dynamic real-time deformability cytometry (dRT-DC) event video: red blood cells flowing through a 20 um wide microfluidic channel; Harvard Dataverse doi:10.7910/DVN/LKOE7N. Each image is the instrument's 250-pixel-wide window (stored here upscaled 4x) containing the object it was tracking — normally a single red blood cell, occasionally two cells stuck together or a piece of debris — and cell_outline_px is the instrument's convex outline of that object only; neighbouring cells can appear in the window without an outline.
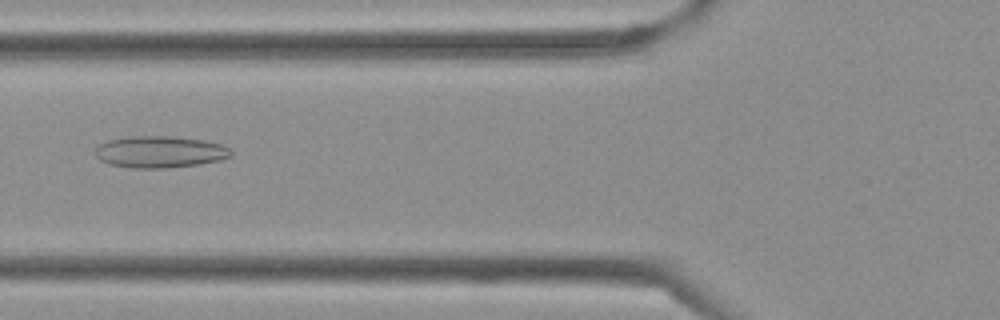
{"species": "Egyptian fruit bat (a non-hibernating species)", "species_latin": "Rousettus aegyptiacus", "temperature_condition": "cold", "stored_images_in_passage": 40, "camera_frame_rate_fps": 3000, "um_per_image_px": 0.085, "frame": {"image": 1, "passage_image": 15, "time_ms": 4.667, "image_size_px": [1000, 320], "cell_outline_px": [[232, 156], [220, 160], [196, 164], [168, 168], [132, 168], [108, 164], [100, 160], [96, 156], [96, 148], [100, 144], [108, 140], [128, 136], [172, 136], [204, 140], [220, 144], [232, 148]], "centroid_in_image_um": [13.6, 12.9], "position_along_channel_um": 112.2, "area_um2": 25.2}}
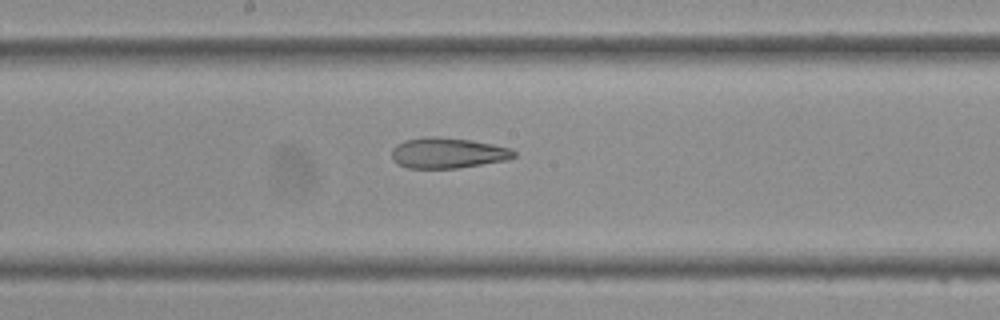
{"frame": {"image": 2, "passage_image": 21, "time_ms": 6.667, "image_size_px": [1000, 320], "cell_outline_px": [[516, 156], [508, 160], [456, 168], [408, 168], [396, 164], [392, 160], [392, 148], [396, 144], [404, 140], [424, 136], [440, 136], [472, 140], [512, 148], [516, 152]], "centroid_in_image_um": [38.04, 12.99], "position_along_channel_um": 210.2, "area_um2": 22.14}}
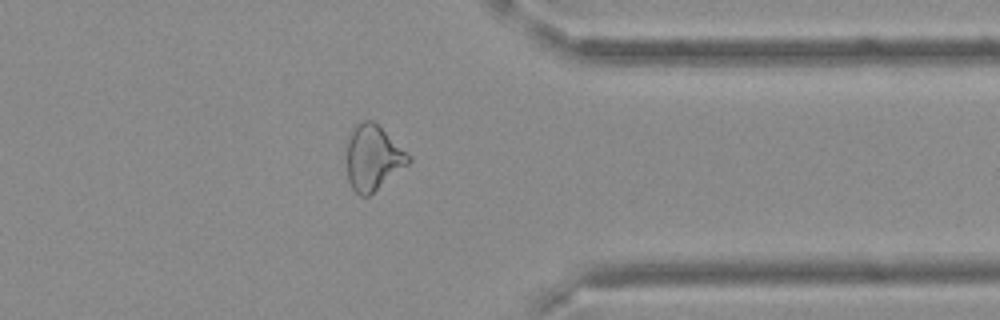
{"frame": {"image": 3, "passage_image": 32, "time_ms": 10.333, "image_size_px": [1000, 320], "cell_outline_px": [[412, 160], [408, 164], [368, 196], [360, 196], [352, 188], [348, 180], [348, 140], [352, 128], [356, 124], [364, 120], [372, 120], [412, 156]], "centroid_in_image_um": [31.71, 13.4], "position_along_channel_um": 379.7, "area_um2": 23.06}}